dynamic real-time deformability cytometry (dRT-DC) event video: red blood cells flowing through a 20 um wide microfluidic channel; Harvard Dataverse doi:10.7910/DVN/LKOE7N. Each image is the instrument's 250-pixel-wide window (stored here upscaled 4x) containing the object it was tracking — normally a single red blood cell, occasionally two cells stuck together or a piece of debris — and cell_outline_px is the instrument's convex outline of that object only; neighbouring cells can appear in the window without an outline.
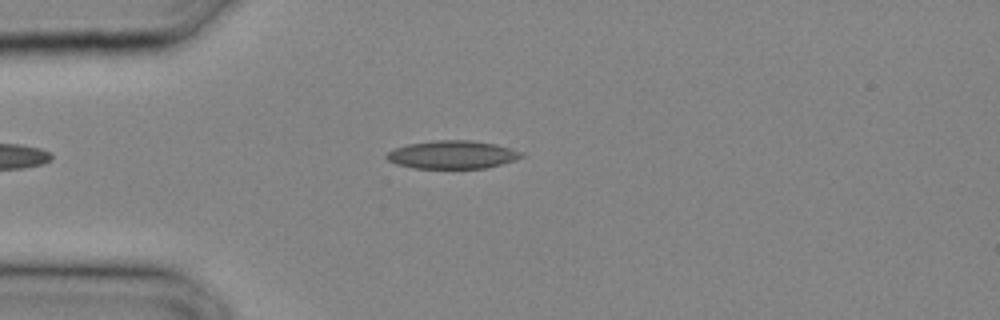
{"species": "common noctule bat (a hibernating species)", "species_latin": "Nyctalus noctula", "temperature_condition": "cold", "stored_images_in_passage": 10, "camera_frame_rate_fps": 3000, "um_per_image_px": 0.085, "animal": {"sex": "male", "body_mass_g": 20.4}, "frame": {"image": 1, "passage_image": 1, "time_ms": 0.0, "image_size_px": [1000, 320], "cell_outline_px": [[524, 156], [516, 160], [488, 168], [412, 168], [396, 164], [388, 160], [384, 156], [388, 152], [396, 148], [408, 144], [436, 140], [472, 140], [496, 144], [524, 152]], "centroid_in_image_um": [38.48, 13.15], "position_along_channel_um": 46.5, "area_um2": 22.2}}
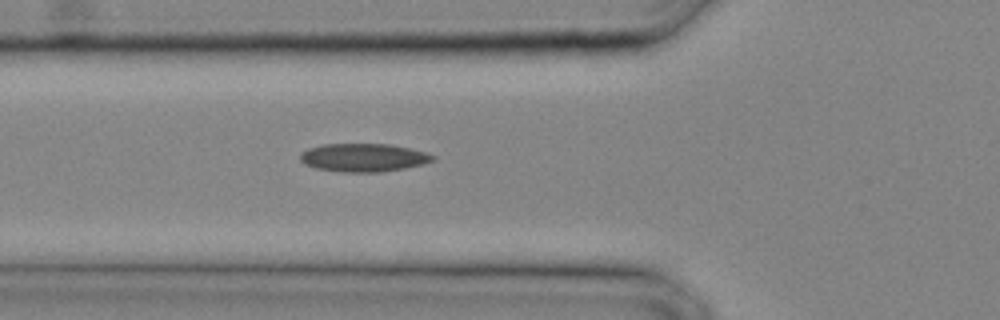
{"frame": {"image": 2, "passage_image": 4, "time_ms": 1.0, "image_size_px": [1000, 320], "cell_outline_px": [[436, 160], [424, 164], [404, 168], [380, 172], [340, 172], [316, 168], [304, 164], [300, 160], [300, 152], [308, 148], [324, 144], [392, 144], [428, 152], [436, 156]], "centroid_in_image_um": [30.93, 13.39], "position_along_channel_um": 94.9, "area_um2": 22.08}}
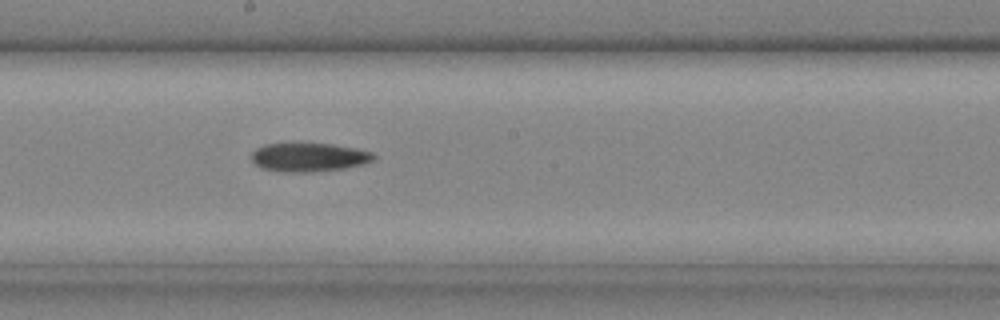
{"frame": {"image": 3, "passage_image": 10, "time_ms": 3.0, "image_size_px": [1000, 320], "cell_outline_px": [[376, 160], [364, 164], [344, 168], [312, 172], [280, 172], [260, 168], [252, 160], [252, 152], [256, 148], [264, 144], [332, 144], [356, 148], [372, 152], [376, 156]], "centroid_in_image_um": [26.27, 13.37], "position_along_channel_um": 221.9, "area_um2": 20.52}}